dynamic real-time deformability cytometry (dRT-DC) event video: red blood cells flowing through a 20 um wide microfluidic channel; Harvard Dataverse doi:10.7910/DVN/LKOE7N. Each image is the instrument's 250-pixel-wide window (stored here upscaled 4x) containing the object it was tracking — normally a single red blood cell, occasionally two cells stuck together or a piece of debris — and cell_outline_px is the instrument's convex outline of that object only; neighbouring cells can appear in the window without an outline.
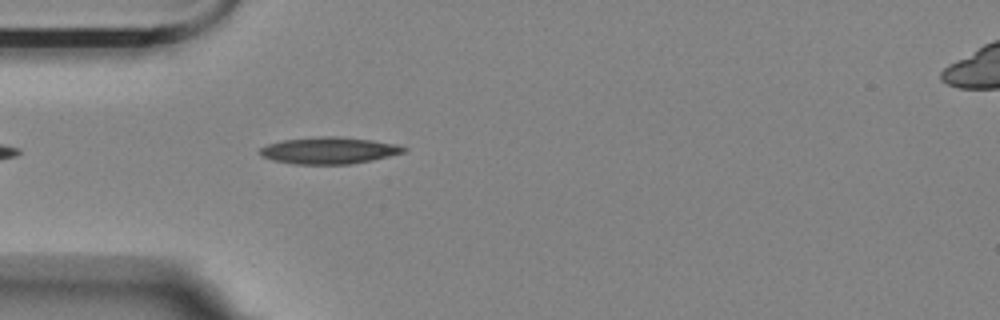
{"species": "Egyptian fruit bat (a non-hibernating species)", "species_latin": "Rousettus aegyptiacus", "temperature_condition": "room temperature", "stored_images_in_passage": 41, "camera_frame_rate_fps": 3000, "um_per_image_px": 0.085, "animal": {"sex": "female"}, "frame": {"image": 1, "passage_image": 1, "time_ms": 0.0, "image_size_px": [1000, 320], "cell_outline_px": [[408, 148], [404, 152], [372, 160], [348, 164], [296, 164], [272, 160], [260, 156], [260, 148], [268, 144], [284, 140], [324, 136], [336, 136], [372, 140], [396, 144]], "centroid_in_image_um": [27.96, 12.79], "position_along_channel_um": 57.0, "area_um2": 22.2}}
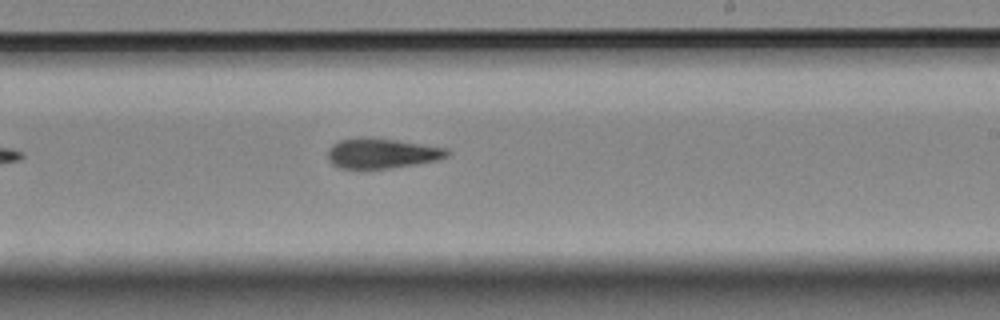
{"frame": {"image": 2, "passage_image": 18, "time_ms": 5.667, "image_size_px": [1000, 320], "cell_outline_px": [[448, 156], [436, 160], [416, 164], [392, 168], [340, 168], [332, 164], [328, 160], [328, 148], [332, 144], [340, 140], [360, 136], [368, 136], [396, 140], [448, 148]], "centroid_in_image_um": [32.42, 13.01], "position_along_channel_um": 256.6, "area_um2": 21.04}}
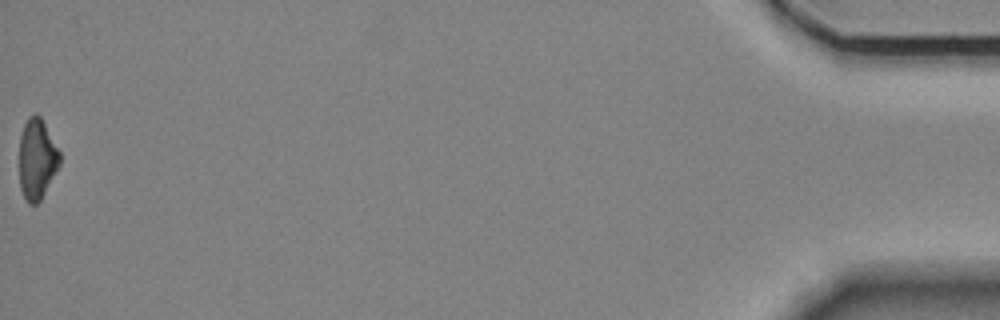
{"frame": {"image": 3, "passage_image": 41, "time_ms": 13.333, "image_size_px": [1000, 320], "cell_outline_px": [[60, 164], [40, 200], [36, 204], [28, 204], [20, 188], [20, 136], [24, 124], [28, 116], [36, 112], [40, 116], [60, 152]], "centroid_in_image_um": [3.13, 13.5], "position_along_channel_um": 432.1, "area_um2": 18.79}, "authors_computed_cell_mechanics": {"area_um2": 20.7502, "velocity_mm_per_s": 3.5708, "shape_relaxation_time_tau1_ms": 4.4408, "shape_relaxation_time_tau2_ms": 5.8748, "deformation_change_tau1": 0.1526, "deformation_change_tau2": 0.1438}}